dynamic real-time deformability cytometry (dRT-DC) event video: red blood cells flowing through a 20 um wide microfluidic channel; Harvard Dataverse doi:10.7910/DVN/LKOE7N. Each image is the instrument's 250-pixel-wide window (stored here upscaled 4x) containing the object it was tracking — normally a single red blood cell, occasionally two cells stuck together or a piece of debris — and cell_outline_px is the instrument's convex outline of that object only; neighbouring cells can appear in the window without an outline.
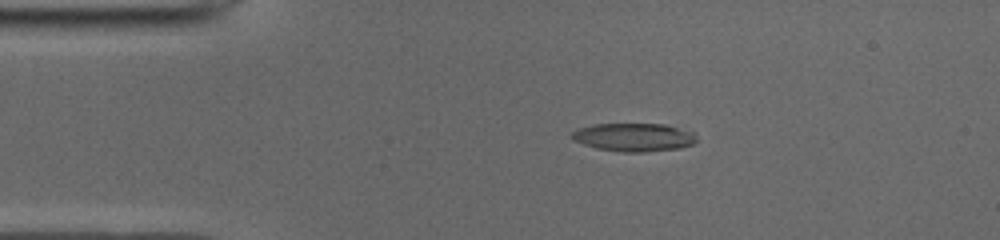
{"species": "common noctule bat (a hibernating species)", "species_latin": "Nyctalus noctula", "temperature_condition": "cold", "stored_images_in_passage": 51, "camera_frame_rate_fps": 3000, "um_per_image_px": 0.085, "animal": {"sex": "male", "body_mass_g": 19.0, "forearm_length_mm": 50.8}, "frame": {"image": 1, "passage_image": 10, "time_ms": 3.0, "image_size_px": [1000, 240], "cell_outline_px": [[696, 140], [692, 144], [680, 148], [644, 152], [620, 152], [596, 148], [584, 144], [576, 140], [572, 136], [572, 132], [580, 128], [596, 124], [664, 124], [696, 132]], "centroid_in_image_um": [53.94, 11.66], "position_along_channel_um": 31.1, "area_um2": 20.4}}
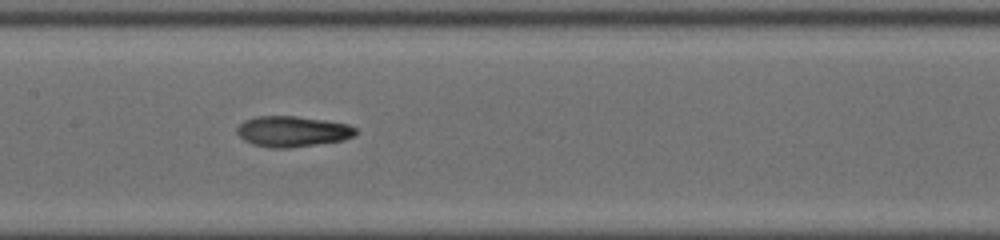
{"frame": {"image": 2, "passage_image": 25, "time_ms": 8.0, "image_size_px": [1000, 240], "cell_outline_px": [[356, 136], [344, 140], [288, 148], [272, 148], [252, 144], [244, 140], [236, 132], [236, 128], [244, 120], [256, 116], [296, 116], [324, 120], [348, 124], [356, 128]], "centroid_in_image_um": [24.85, 11.17], "position_along_channel_um": 182.5, "area_um2": 21.27}}
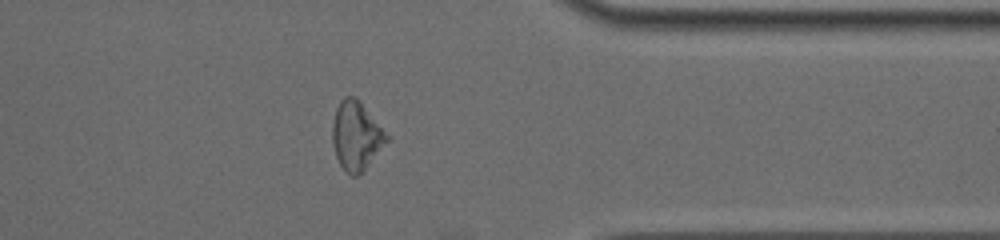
{"frame": {"image": 3, "passage_image": 41, "time_ms": 13.333, "image_size_px": [1000, 240], "cell_outline_px": [[392, 140], [364, 172], [356, 176], [352, 176], [340, 164], [336, 156], [332, 140], [332, 124], [336, 108], [340, 100], [344, 96], [356, 96], [360, 100], [392, 136]], "centroid_in_image_um": [30.37, 11.54], "position_along_channel_um": 381.0, "area_um2": 22.72}, "authors_computed_cell_mechanics": {"area_um2": 21.2704, "velocity_mm_per_s": 3.9458, "shape_relaxation_time_tau1_ms": 5.812, "shape_relaxation_time_tau2_ms": 4.4422, "deformation_change_tau1": 0.198, "deformation_change_tau2": 0.1208}}